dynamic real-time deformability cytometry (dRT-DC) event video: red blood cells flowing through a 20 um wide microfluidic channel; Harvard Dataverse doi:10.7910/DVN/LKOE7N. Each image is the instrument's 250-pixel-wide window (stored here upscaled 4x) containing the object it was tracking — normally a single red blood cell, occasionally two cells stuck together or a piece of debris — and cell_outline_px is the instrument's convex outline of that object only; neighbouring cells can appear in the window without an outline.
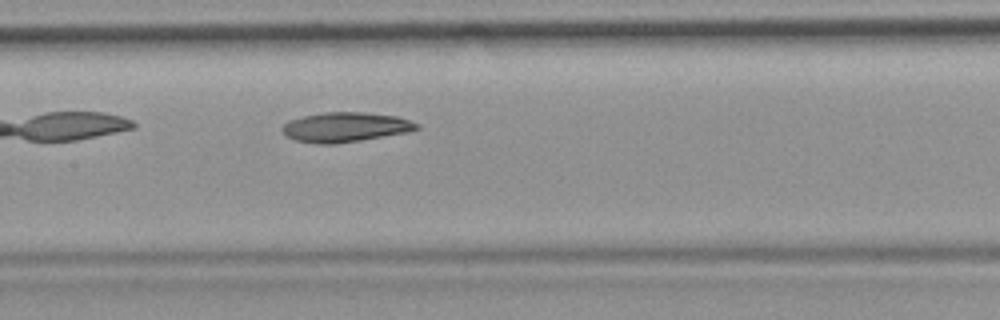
{"species": "common noctule bat (a hibernating species)", "species_latin": "Nyctalus noctula", "temperature_condition": "room temperature", "stored_images_in_passage": 33, "camera_frame_rate_fps": 3000, "um_per_image_px": 0.085, "animal": {"sex": "female", "body_mass_g": 19.9}, "frame": {"image": 1, "passage_image": 10, "time_ms": 3.0, "image_size_px": [1000, 320], "cell_outline_px": [[420, 128], [408, 132], [336, 144], [316, 144], [296, 140], [288, 136], [280, 128], [288, 120], [304, 116], [324, 112], [364, 112], [396, 116], [420, 124]], "centroid_in_image_um": [29.35, 10.8], "position_along_channel_um": 178.0, "area_um2": 23.18}, "authors_computed_cell_mechanics": {"area_um2": 23.12, "velocity_mm_per_s": 3.7748, "shape_relaxation_time_tau1_ms": null, "shape_relaxation_time_tau2_ms": 8.6423, "deformation_change_tau1": null, "deformation_change_tau2": 0.1751}}